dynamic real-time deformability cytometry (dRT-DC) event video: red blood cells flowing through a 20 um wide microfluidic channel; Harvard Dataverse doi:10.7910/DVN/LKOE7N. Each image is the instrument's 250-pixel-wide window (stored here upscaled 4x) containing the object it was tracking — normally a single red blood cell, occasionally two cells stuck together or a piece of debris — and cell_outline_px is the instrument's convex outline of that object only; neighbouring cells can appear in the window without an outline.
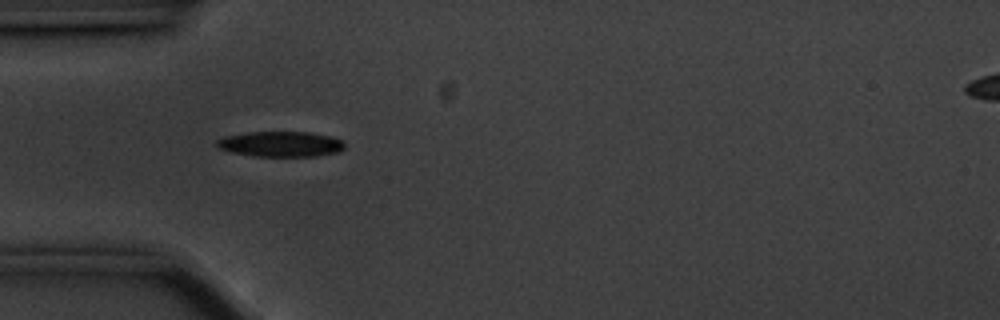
{"species": "common noctule bat (a hibernating species)", "species_latin": "Nyctalus noctula", "temperature_condition": "cold", "stored_images_in_passage": 41, "camera_frame_rate_fps": 3000, "um_per_image_px": 0.085, "animal": {"sex": "male", "body_mass_g": 20.1, "forearm_length_mm": 53.5}, "frame": {"image": 1, "passage_image": 1, "time_ms": 0.0, "image_size_px": [1000, 320], "cell_outline_px": [[344, 148], [340, 152], [316, 156], [252, 156], [232, 152], [220, 148], [216, 144], [216, 140], [224, 136], [248, 132], [308, 132], [328, 136], [344, 140]], "centroid_in_image_um": [23.87, 12.24], "position_along_channel_um": 61.1, "area_um2": 18.9}}
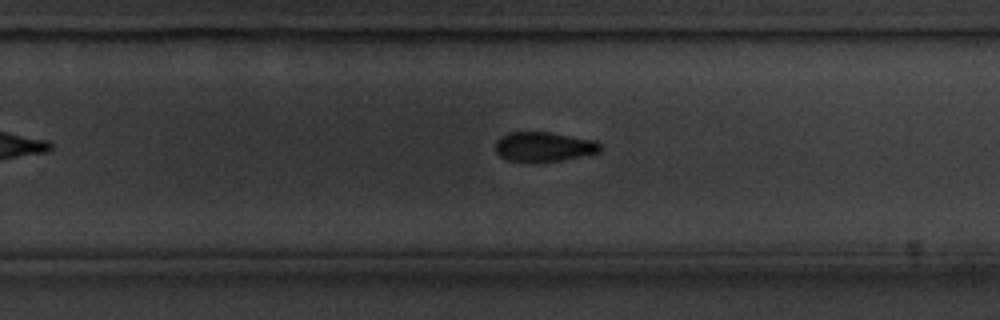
{"frame": {"image": 2, "passage_image": 20, "time_ms": 6.333, "image_size_px": [1000, 320], "cell_outline_px": [[600, 152], [564, 160], [536, 164], [532, 164], [508, 160], [500, 156], [496, 152], [496, 140], [500, 136], [508, 132], [552, 132], [596, 140], [600, 144]], "centroid_in_image_um": [46.21, 12.49], "position_along_channel_um": 283.6, "area_um2": 18.73}}
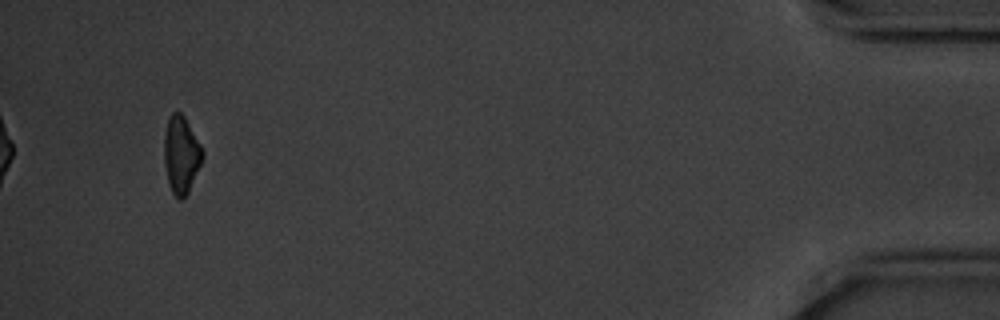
{"frame": {"image": 3, "passage_image": 38, "time_ms": 12.333, "image_size_px": [1000, 320], "cell_outline_px": [[204, 156], [188, 192], [180, 200], [172, 192], [168, 184], [164, 164], [164, 132], [168, 120], [172, 112], [180, 112], [184, 116], [200, 144], [204, 152]], "centroid_in_image_um": [15.38, 13.14], "position_along_channel_um": 419.8, "area_um2": 17.17}, "authors_computed_cell_mechanics": {"area_um2": 18.3804, "velocity_mm_per_s": 3.5371, "shape_relaxation_time_tau1_ms": 1.9654, "shape_relaxation_time_tau2_ms": null, "deformation_change_tau1": 0.0934, "deformation_change_tau2": null}}